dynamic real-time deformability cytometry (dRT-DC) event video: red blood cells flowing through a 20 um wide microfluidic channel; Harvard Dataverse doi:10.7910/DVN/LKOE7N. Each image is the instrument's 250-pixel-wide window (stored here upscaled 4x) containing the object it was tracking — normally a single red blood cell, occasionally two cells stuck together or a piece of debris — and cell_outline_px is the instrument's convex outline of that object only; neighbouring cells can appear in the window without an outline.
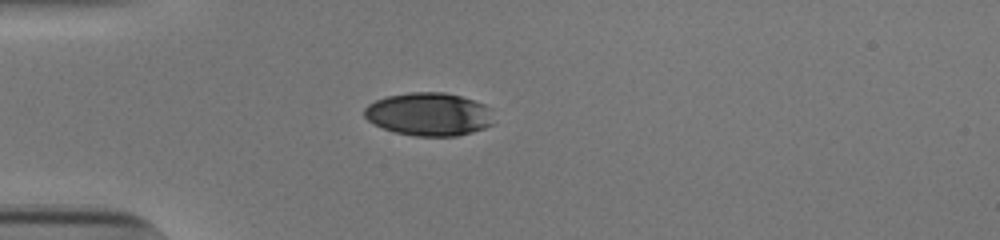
{"species": "human", "species_latin": "Homo sapiens", "temperature_condition": "cold", "stored_images_in_passage": 39, "camera_frame_rate_fps": 3000, "um_per_image_px": 0.085, "donor": {"sex": "male"}, "frame": {"image": 1, "passage_image": 1, "time_ms": 0.0, "image_size_px": [1000, 240], "cell_outline_px": [[496, 124], [472, 132], [456, 136], [416, 136], [396, 132], [384, 128], [368, 120], [364, 116], [364, 108], [368, 104], [376, 100], [388, 96], [408, 92], [444, 92], [460, 96], [484, 104], [492, 108]], "centroid_in_image_um": [36.52, 9.71], "position_along_channel_um": 48.5, "area_um2": 32.71}}
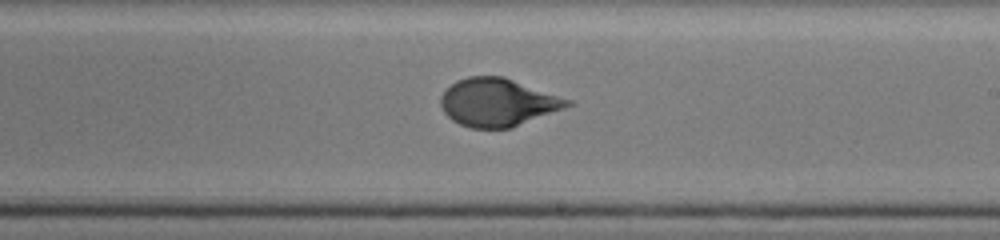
{"frame": {"image": 2, "passage_image": 18, "time_ms": 5.667, "image_size_px": [1000, 240], "cell_outline_px": [[576, 104], [512, 128], [472, 128], [460, 124], [452, 120], [444, 112], [440, 104], [440, 96], [456, 80], [468, 76], [504, 76], [572, 100]], "centroid_in_image_um": [42.34, 8.7], "position_along_channel_um": 246.7, "area_um2": 35.55}}
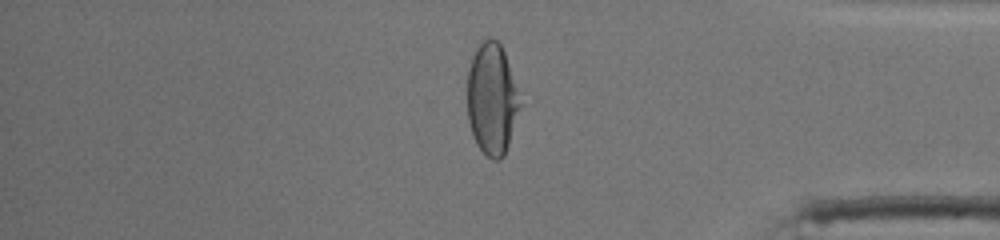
{"frame": {"image": 3, "passage_image": 31, "time_ms": 10.0, "image_size_px": [1000, 240], "cell_outline_px": [[520, 104], [508, 144], [504, 156], [500, 160], [492, 160], [476, 144], [472, 136], [468, 120], [468, 72], [472, 56], [476, 48], [488, 36], [492, 36], [500, 44], [504, 52]], "centroid_in_image_um": [41.77, 8.42], "position_along_channel_um": 393.4, "area_um2": 33.47}, "authors_computed_cell_mechanics": {"area_um2": 35.547, "velocity_mm_per_s": 3.8534, "shape_relaxation_time_tau1_ms": 5.7473, "shape_relaxation_time_tau2_ms": null, "deformation_change_tau1": 0.2102, "deformation_change_tau2": null}}